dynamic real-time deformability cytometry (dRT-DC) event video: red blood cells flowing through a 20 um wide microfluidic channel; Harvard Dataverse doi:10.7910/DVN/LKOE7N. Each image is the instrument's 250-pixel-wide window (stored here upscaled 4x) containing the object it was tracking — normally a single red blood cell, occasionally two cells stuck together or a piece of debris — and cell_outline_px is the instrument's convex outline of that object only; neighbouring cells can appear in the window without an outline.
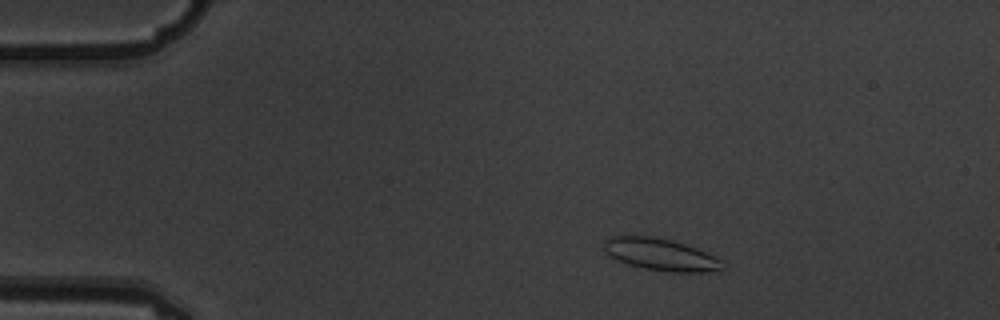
{"species": "common noctule bat (a hibernating species)", "species_latin": "Nyctalus noctula", "temperature_condition": "warm", "stored_images_in_passage": 6, "camera_frame_rate_fps": 3000, "um_per_image_px": 0.085, "animal": {"sex": "male", "body_mass_g": 19.5, "forearm_length_mm": 54.6}, "frame": {"image": 1, "passage_image": 3, "time_ms": 0.667, "image_size_px": [1000, 320], "cell_outline_px": [[728, 268], [704, 272], [672, 272], [644, 268], [628, 264], [604, 252], [604, 240], [608, 236], [652, 236], [672, 240], [696, 248], [724, 260]], "centroid_in_image_um": [56.21, 21.63], "position_along_channel_um": 28.8, "area_um2": 22.2}}